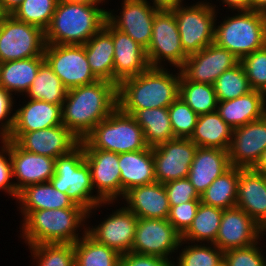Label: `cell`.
<instances>
[{
    "label": "cell",
    "instance_id": "cell-12",
    "mask_svg": "<svg viewBox=\"0 0 266 266\" xmlns=\"http://www.w3.org/2000/svg\"><path fill=\"white\" fill-rule=\"evenodd\" d=\"M181 234L167 219L138 218L131 252L175 260L181 245Z\"/></svg>",
    "mask_w": 266,
    "mask_h": 266
},
{
    "label": "cell",
    "instance_id": "cell-35",
    "mask_svg": "<svg viewBox=\"0 0 266 266\" xmlns=\"http://www.w3.org/2000/svg\"><path fill=\"white\" fill-rule=\"evenodd\" d=\"M239 174V167H231L223 175L217 177L200 195V202L223 210L235 207Z\"/></svg>",
    "mask_w": 266,
    "mask_h": 266
},
{
    "label": "cell",
    "instance_id": "cell-17",
    "mask_svg": "<svg viewBox=\"0 0 266 266\" xmlns=\"http://www.w3.org/2000/svg\"><path fill=\"white\" fill-rule=\"evenodd\" d=\"M6 139L15 141L28 152L54 159L71 152L81 142L62 124L31 132H11Z\"/></svg>",
    "mask_w": 266,
    "mask_h": 266
},
{
    "label": "cell",
    "instance_id": "cell-21",
    "mask_svg": "<svg viewBox=\"0 0 266 266\" xmlns=\"http://www.w3.org/2000/svg\"><path fill=\"white\" fill-rule=\"evenodd\" d=\"M8 150L18 193L28 185L49 182L54 176V158L28 152L13 140H8Z\"/></svg>",
    "mask_w": 266,
    "mask_h": 266
},
{
    "label": "cell",
    "instance_id": "cell-13",
    "mask_svg": "<svg viewBox=\"0 0 266 266\" xmlns=\"http://www.w3.org/2000/svg\"><path fill=\"white\" fill-rule=\"evenodd\" d=\"M197 147L189 138L180 137L152 147L156 181L164 184L187 178Z\"/></svg>",
    "mask_w": 266,
    "mask_h": 266
},
{
    "label": "cell",
    "instance_id": "cell-42",
    "mask_svg": "<svg viewBox=\"0 0 266 266\" xmlns=\"http://www.w3.org/2000/svg\"><path fill=\"white\" fill-rule=\"evenodd\" d=\"M28 249L36 266H75L73 244H37Z\"/></svg>",
    "mask_w": 266,
    "mask_h": 266
},
{
    "label": "cell",
    "instance_id": "cell-45",
    "mask_svg": "<svg viewBox=\"0 0 266 266\" xmlns=\"http://www.w3.org/2000/svg\"><path fill=\"white\" fill-rule=\"evenodd\" d=\"M260 242L261 239L251 246L224 251V262L228 266H266V256L259 246Z\"/></svg>",
    "mask_w": 266,
    "mask_h": 266
},
{
    "label": "cell",
    "instance_id": "cell-48",
    "mask_svg": "<svg viewBox=\"0 0 266 266\" xmlns=\"http://www.w3.org/2000/svg\"><path fill=\"white\" fill-rule=\"evenodd\" d=\"M0 191L5 192L12 199L17 200L18 192L15 189L12 173V161L8 150V139H0Z\"/></svg>",
    "mask_w": 266,
    "mask_h": 266
},
{
    "label": "cell",
    "instance_id": "cell-24",
    "mask_svg": "<svg viewBox=\"0 0 266 266\" xmlns=\"http://www.w3.org/2000/svg\"><path fill=\"white\" fill-rule=\"evenodd\" d=\"M122 201L137 218L168 219L170 205L167 193L164 184L157 181L132 187Z\"/></svg>",
    "mask_w": 266,
    "mask_h": 266
},
{
    "label": "cell",
    "instance_id": "cell-15",
    "mask_svg": "<svg viewBox=\"0 0 266 266\" xmlns=\"http://www.w3.org/2000/svg\"><path fill=\"white\" fill-rule=\"evenodd\" d=\"M106 217L95 226H90L87 220V233L98 243L115 249L121 255L131 252L138 223L137 216L124 205L116 208L114 212L112 210Z\"/></svg>",
    "mask_w": 266,
    "mask_h": 266
},
{
    "label": "cell",
    "instance_id": "cell-57",
    "mask_svg": "<svg viewBox=\"0 0 266 266\" xmlns=\"http://www.w3.org/2000/svg\"><path fill=\"white\" fill-rule=\"evenodd\" d=\"M8 12L3 8L2 2L0 1V23L8 16Z\"/></svg>",
    "mask_w": 266,
    "mask_h": 266
},
{
    "label": "cell",
    "instance_id": "cell-44",
    "mask_svg": "<svg viewBox=\"0 0 266 266\" xmlns=\"http://www.w3.org/2000/svg\"><path fill=\"white\" fill-rule=\"evenodd\" d=\"M252 90L266 93V45L240 60Z\"/></svg>",
    "mask_w": 266,
    "mask_h": 266
},
{
    "label": "cell",
    "instance_id": "cell-50",
    "mask_svg": "<svg viewBox=\"0 0 266 266\" xmlns=\"http://www.w3.org/2000/svg\"><path fill=\"white\" fill-rule=\"evenodd\" d=\"M120 266H174V260L129 252L121 255Z\"/></svg>",
    "mask_w": 266,
    "mask_h": 266
},
{
    "label": "cell",
    "instance_id": "cell-54",
    "mask_svg": "<svg viewBox=\"0 0 266 266\" xmlns=\"http://www.w3.org/2000/svg\"><path fill=\"white\" fill-rule=\"evenodd\" d=\"M2 2L3 8L11 14L18 5H20L24 0H0Z\"/></svg>",
    "mask_w": 266,
    "mask_h": 266
},
{
    "label": "cell",
    "instance_id": "cell-31",
    "mask_svg": "<svg viewBox=\"0 0 266 266\" xmlns=\"http://www.w3.org/2000/svg\"><path fill=\"white\" fill-rule=\"evenodd\" d=\"M44 55L0 63V87L12 95L24 96L32 85ZM14 92V93H13Z\"/></svg>",
    "mask_w": 266,
    "mask_h": 266
},
{
    "label": "cell",
    "instance_id": "cell-26",
    "mask_svg": "<svg viewBox=\"0 0 266 266\" xmlns=\"http://www.w3.org/2000/svg\"><path fill=\"white\" fill-rule=\"evenodd\" d=\"M22 106L14 110V125L11 132H31L62 124V104L43 100L23 99ZM25 103V104H24Z\"/></svg>",
    "mask_w": 266,
    "mask_h": 266
},
{
    "label": "cell",
    "instance_id": "cell-1",
    "mask_svg": "<svg viewBox=\"0 0 266 266\" xmlns=\"http://www.w3.org/2000/svg\"><path fill=\"white\" fill-rule=\"evenodd\" d=\"M118 107V86L106 80L71 88L61 106L62 125L83 140Z\"/></svg>",
    "mask_w": 266,
    "mask_h": 266
},
{
    "label": "cell",
    "instance_id": "cell-53",
    "mask_svg": "<svg viewBox=\"0 0 266 266\" xmlns=\"http://www.w3.org/2000/svg\"><path fill=\"white\" fill-rule=\"evenodd\" d=\"M255 172L266 176V149L261 154L260 159L252 168Z\"/></svg>",
    "mask_w": 266,
    "mask_h": 266
},
{
    "label": "cell",
    "instance_id": "cell-37",
    "mask_svg": "<svg viewBox=\"0 0 266 266\" xmlns=\"http://www.w3.org/2000/svg\"><path fill=\"white\" fill-rule=\"evenodd\" d=\"M68 89L62 84L60 78L53 72L45 61L39 68L25 98L43 100L51 104H62Z\"/></svg>",
    "mask_w": 266,
    "mask_h": 266
},
{
    "label": "cell",
    "instance_id": "cell-29",
    "mask_svg": "<svg viewBox=\"0 0 266 266\" xmlns=\"http://www.w3.org/2000/svg\"><path fill=\"white\" fill-rule=\"evenodd\" d=\"M84 48L94 76L98 80L113 83L114 44L112 24L106 20L104 27L84 44Z\"/></svg>",
    "mask_w": 266,
    "mask_h": 266
},
{
    "label": "cell",
    "instance_id": "cell-49",
    "mask_svg": "<svg viewBox=\"0 0 266 266\" xmlns=\"http://www.w3.org/2000/svg\"><path fill=\"white\" fill-rule=\"evenodd\" d=\"M15 102V103H14ZM16 100L14 95L0 87V139L7 138L14 125ZM12 115V116H11Z\"/></svg>",
    "mask_w": 266,
    "mask_h": 266
},
{
    "label": "cell",
    "instance_id": "cell-27",
    "mask_svg": "<svg viewBox=\"0 0 266 266\" xmlns=\"http://www.w3.org/2000/svg\"><path fill=\"white\" fill-rule=\"evenodd\" d=\"M121 200L132 187L156 182L152 147L118 154Z\"/></svg>",
    "mask_w": 266,
    "mask_h": 266
},
{
    "label": "cell",
    "instance_id": "cell-11",
    "mask_svg": "<svg viewBox=\"0 0 266 266\" xmlns=\"http://www.w3.org/2000/svg\"><path fill=\"white\" fill-rule=\"evenodd\" d=\"M44 57L68 90L98 80L90 69L84 45L46 44Z\"/></svg>",
    "mask_w": 266,
    "mask_h": 266
},
{
    "label": "cell",
    "instance_id": "cell-56",
    "mask_svg": "<svg viewBox=\"0 0 266 266\" xmlns=\"http://www.w3.org/2000/svg\"><path fill=\"white\" fill-rule=\"evenodd\" d=\"M67 2H78V3H89V4H94V3H107V0H64Z\"/></svg>",
    "mask_w": 266,
    "mask_h": 266
},
{
    "label": "cell",
    "instance_id": "cell-38",
    "mask_svg": "<svg viewBox=\"0 0 266 266\" xmlns=\"http://www.w3.org/2000/svg\"><path fill=\"white\" fill-rule=\"evenodd\" d=\"M179 97L198 115L217 111L218 99L213 85L192 82L181 75Z\"/></svg>",
    "mask_w": 266,
    "mask_h": 266
},
{
    "label": "cell",
    "instance_id": "cell-28",
    "mask_svg": "<svg viewBox=\"0 0 266 266\" xmlns=\"http://www.w3.org/2000/svg\"><path fill=\"white\" fill-rule=\"evenodd\" d=\"M217 112L226 124L235 129L266 115L263 92L252 90L232 100L218 101Z\"/></svg>",
    "mask_w": 266,
    "mask_h": 266
},
{
    "label": "cell",
    "instance_id": "cell-43",
    "mask_svg": "<svg viewBox=\"0 0 266 266\" xmlns=\"http://www.w3.org/2000/svg\"><path fill=\"white\" fill-rule=\"evenodd\" d=\"M168 112L174 137L190 138L199 115L180 97L168 107Z\"/></svg>",
    "mask_w": 266,
    "mask_h": 266
},
{
    "label": "cell",
    "instance_id": "cell-51",
    "mask_svg": "<svg viewBox=\"0 0 266 266\" xmlns=\"http://www.w3.org/2000/svg\"><path fill=\"white\" fill-rule=\"evenodd\" d=\"M145 1L158 11H172L178 5L185 3L184 0H150V1L145 0Z\"/></svg>",
    "mask_w": 266,
    "mask_h": 266
},
{
    "label": "cell",
    "instance_id": "cell-58",
    "mask_svg": "<svg viewBox=\"0 0 266 266\" xmlns=\"http://www.w3.org/2000/svg\"><path fill=\"white\" fill-rule=\"evenodd\" d=\"M219 266H228L224 261Z\"/></svg>",
    "mask_w": 266,
    "mask_h": 266
},
{
    "label": "cell",
    "instance_id": "cell-20",
    "mask_svg": "<svg viewBox=\"0 0 266 266\" xmlns=\"http://www.w3.org/2000/svg\"><path fill=\"white\" fill-rule=\"evenodd\" d=\"M266 149V115L233 129L228 156L232 167L250 169Z\"/></svg>",
    "mask_w": 266,
    "mask_h": 266
},
{
    "label": "cell",
    "instance_id": "cell-6",
    "mask_svg": "<svg viewBox=\"0 0 266 266\" xmlns=\"http://www.w3.org/2000/svg\"><path fill=\"white\" fill-rule=\"evenodd\" d=\"M217 20L219 19L216 18L215 22L214 43L227 49L238 59L241 60L266 45L265 13L235 11L234 14L225 16L222 22Z\"/></svg>",
    "mask_w": 266,
    "mask_h": 266
},
{
    "label": "cell",
    "instance_id": "cell-55",
    "mask_svg": "<svg viewBox=\"0 0 266 266\" xmlns=\"http://www.w3.org/2000/svg\"><path fill=\"white\" fill-rule=\"evenodd\" d=\"M251 10L266 14V0H251Z\"/></svg>",
    "mask_w": 266,
    "mask_h": 266
},
{
    "label": "cell",
    "instance_id": "cell-2",
    "mask_svg": "<svg viewBox=\"0 0 266 266\" xmlns=\"http://www.w3.org/2000/svg\"><path fill=\"white\" fill-rule=\"evenodd\" d=\"M169 70V71H168ZM150 67L118 85V107L126 114L137 110L169 107L179 97L180 69ZM174 73V74H173Z\"/></svg>",
    "mask_w": 266,
    "mask_h": 266
},
{
    "label": "cell",
    "instance_id": "cell-30",
    "mask_svg": "<svg viewBox=\"0 0 266 266\" xmlns=\"http://www.w3.org/2000/svg\"><path fill=\"white\" fill-rule=\"evenodd\" d=\"M17 201L22 220L31 211L71 208L75 205L66 193L54 188L50 182L26 186L19 192Z\"/></svg>",
    "mask_w": 266,
    "mask_h": 266
},
{
    "label": "cell",
    "instance_id": "cell-3",
    "mask_svg": "<svg viewBox=\"0 0 266 266\" xmlns=\"http://www.w3.org/2000/svg\"><path fill=\"white\" fill-rule=\"evenodd\" d=\"M87 220V211L76 204L71 208L31 211L21 220L20 238L26 246L74 244L86 234Z\"/></svg>",
    "mask_w": 266,
    "mask_h": 266
},
{
    "label": "cell",
    "instance_id": "cell-16",
    "mask_svg": "<svg viewBox=\"0 0 266 266\" xmlns=\"http://www.w3.org/2000/svg\"><path fill=\"white\" fill-rule=\"evenodd\" d=\"M122 8L107 9V20L118 30L125 32L136 43L147 49L151 38L153 21L158 10L145 0H122Z\"/></svg>",
    "mask_w": 266,
    "mask_h": 266
},
{
    "label": "cell",
    "instance_id": "cell-36",
    "mask_svg": "<svg viewBox=\"0 0 266 266\" xmlns=\"http://www.w3.org/2000/svg\"><path fill=\"white\" fill-rule=\"evenodd\" d=\"M73 246L75 266H120L121 254L98 243L87 232Z\"/></svg>",
    "mask_w": 266,
    "mask_h": 266
},
{
    "label": "cell",
    "instance_id": "cell-47",
    "mask_svg": "<svg viewBox=\"0 0 266 266\" xmlns=\"http://www.w3.org/2000/svg\"><path fill=\"white\" fill-rule=\"evenodd\" d=\"M200 201H189L177 206H170L168 221L182 235L192 224Z\"/></svg>",
    "mask_w": 266,
    "mask_h": 266
},
{
    "label": "cell",
    "instance_id": "cell-7",
    "mask_svg": "<svg viewBox=\"0 0 266 266\" xmlns=\"http://www.w3.org/2000/svg\"><path fill=\"white\" fill-rule=\"evenodd\" d=\"M84 149H101L117 154L144 150L143 130L132 115L117 107L80 142Z\"/></svg>",
    "mask_w": 266,
    "mask_h": 266
},
{
    "label": "cell",
    "instance_id": "cell-33",
    "mask_svg": "<svg viewBox=\"0 0 266 266\" xmlns=\"http://www.w3.org/2000/svg\"><path fill=\"white\" fill-rule=\"evenodd\" d=\"M132 116L142 128L148 147H155L175 138L171 128L168 107L141 109Z\"/></svg>",
    "mask_w": 266,
    "mask_h": 266
},
{
    "label": "cell",
    "instance_id": "cell-5",
    "mask_svg": "<svg viewBox=\"0 0 266 266\" xmlns=\"http://www.w3.org/2000/svg\"><path fill=\"white\" fill-rule=\"evenodd\" d=\"M49 182L60 192L66 193L76 205L84 208L87 211V219L101 207H111L116 203L121 205L119 201L103 202L94 194L91 171L85 161L81 143L71 152L55 159L54 176Z\"/></svg>",
    "mask_w": 266,
    "mask_h": 266
},
{
    "label": "cell",
    "instance_id": "cell-9",
    "mask_svg": "<svg viewBox=\"0 0 266 266\" xmlns=\"http://www.w3.org/2000/svg\"><path fill=\"white\" fill-rule=\"evenodd\" d=\"M45 32L9 14L0 23V63L44 55Z\"/></svg>",
    "mask_w": 266,
    "mask_h": 266
},
{
    "label": "cell",
    "instance_id": "cell-14",
    "mask_svg": "<svg viewBox=\"0 0 266 266\" xmlns=\"http://www.w3.org/2000/svg\"><path fill=\"white\" fill-rule=\"evenodd\" d=\"M239 63L240 59L234 54L213 42L199 52L188 55L179 69L186 80L213 85L224 71Z\"/></svg>",
    "mask_w": 266,
    "mask_h": 266
},
{
    "label": "cell",
    "instance_id": "cell-25",
    "mask_svg": "<svg viewBox=\"0 0 266 266\" xmlns=\"http://www.w3.org/2000/svg\"><path fill=\"white\" fill-rule=\"evenodd\" d=\"M231 167L227 150L197 147L187 178L201 195L217 177Z\"/></svg>",
    "mask_w": 266,
    "mask_h": 266
},
{
    "label": "cell",
    "instance_id": "cell-41",
    "mask_svg": "<svg viewBox=\"0 0 266 266\" xmlns=\"http://www.w3.org/2000/svg\"><path fill=\"white\" fill-rule=\"evenodd\" d=\"M213 86L218 101L232 100L252 91L241 63L224 71Z\"/></svg>",
    "mask_w": 266,
    "mask_h": 266
},
{
    "label": "cell",
    "instance_id": "cell-10",
    "mask_svg": "<svg viewBox=\"0 0 266 266\" xmlns=\"http://www.w3.org/2000/svg\"><path fill=\"white\" fill-rule=\"evenodd\" d=\"M150 67L180 68L188 55L184 52L175 15L172 11L155 14L152 38L146 49ZM166 61V62H165ZM164 64H163V63Z\"/></svg>",
    "mask_w": 266,
    "mask_h": 266
},
{
    "label": "cell",
    "instance_id": "cell-39",
    "mask_svg": "<svg viewBox=\"0 0 266 266\" xmlns=\"http://www.w3.org/2000/svg\"><path fill=\"white\" fill-rule=\"evenodd\" d=\"M181 245L185 246L181 251L178 249L177 257L175 254L174 266H219L224 261V252L214 244L191 243L181 240Z\"/></svg>",
    "mask_w": 266,
    "mask_h": 266
},
{
    "label": "cell",
    "instance_id": "cell-23",
    "mask_svg": "<svg viewBox=\"0 0 266 266\" xmlns=\"http://www.w3.org/2000/svg\"><path fill=\"white\" fill-rule=\"evenodd\" d=\"M236 206L256 221L266 234V176L240 168Z\"/></svg>",
    "mask_w": 266,
    "mask_h": 266
},
{
    "label": "cell",
    "instance_id": "cell-32",
    "mask_svg": "<svg viewBox=\"0 0 266 266\" xmlns=\"http://www.w3.org/2000/svg\"><path fill=\"white\" fill-rule=\"evenodd\" d=\"M233 128L215 111L198 116L193 134L189 138L198 147L229 150Z\"/></svg>",
    "mask_w": 266,
    "mask_h": 266
},
{
    "label": "cell",
    "instance_id": "cell-34",
    "mask_svg": "<svg viewBox=\"0 0 266 266\" xmlns=\"http://www.w3.org/2000/svg\"><path fill=\"white\" fill-rule=\"evenodd\" d=\"M223 209L200 203L190 227L181 235L184 242L214 244Z\"/></svg>",
    "mask_w": 266,
    "mask_h": 266
},
{
    "label": "cell",
    "instance_id": "cell-18",
    "mask_svg": "<svg viewBox=\"0 0 266 266\" xmlns=\"http://www.w3.org/2000/svg\"><path fill=\"white\" fill-rule=\"evenodd\" d=\"M265 235L263 228L256 221L235 206L223 210L214 245L224 252L251 246Z\"/></svg>",
    "mask_w": 266,
    "mask_h": 266
},
{
    "label": "cell",
    "instance_id": "cell-22",
    "mask_svg": "<svg viewBox=\"0 0 266 266\" xmlns=\"http://www.w3.org/2000/svg\"><path fill=\"white\" fill-rule=\"evenodd\" d=\"M112 38L114 44V84L118 86L123 80L137 76L150 68L146 49L113 25Z\"/></svg>",
    "mask_w": 266,
    "mask_h": 266
},
{
    "label": "cell",
    "instance_id": "cell-52",
    "mask_svg": "<svg viewBox=\"0 0 266 266\" xmlns=\"http://www.w3.org/2000/svg\"><path fill=\"white\" fill-rule=\"evenodd\" d=\"M223 7H228L226 9L234 11H249L251 10V0H220Z\"/></svg>",
    "mask_w": 266,
    "mask_h": 266
},
{
    "label": "cell",
    "instance_id": "cell-8",
    "mask_svg": "<svg viewBox=\"0 0 266 266\" xmlns=\"http://www.w3.org/2000/svg\"><path fill=\"white\" fill-rule=\"evenodd\" d=\"M216 6L207 0H201L190 6L178 5L172 10L181 44L187 55L199 52L214 42L215 22L219 11Z\"/></svg>",
    "mask_w": 266,
    "mask_h": 266
},
{
    "label": "cell",
    "instance_id": "cell-40",
    "mask_svg": "<svg viewBox=\"0 0 266 266\" xmlns=\"http://www.w3.org/2000/svg\"><path fill=\"white\" fill-rule=\"evenodd\" d=\"M59 0H24L11 15L22 22L34 25L45 31L55 12Z\"/></svg>",
    "mask_w": 266,
    "mask_h": 266
},
{
    "label": "cell",
    "instance_id": "cell-46",
    "mask_svg": "<svg viewBox=\"0 0 266 266\" xmlns=\"http://www.w3.org/2000/svg\"><path fill=\"white\" fill-rule=\"evenodd\" d=\"M170 206H177L189 201H200V195L188 178L164 183Z\"/></svg>",
    "mask_w": 266,
    "mask_h": 266
},
{
    "label": "cell",
    "instance_id": "cell-19",
    "mask_svg": "<svg viewBox=\"0 0 266 266\" xmlns=\"http://www.w3.org/2000/svg\"><path fill=\"white\" fill-rule=\"evenodd\" d=\"M84 158L91 171L95 194L103 202L120 201L121 170L118 165V154L101 149H84Z\"/></svg>",
    "mask_w": 266,
    "mask_h": 266
},
{
    "label": "cell",
    "instance_id": "cell-4",
    "mask_svg": "<svg viewBox=\"0 0 266 266\" xmlns=\"http://www.w3.org/2000/svg\"><path fill=\"white\" fill-rule=\"evenodd\" d=\"M101 4L106 5L59 0L44 31L46 44L84 45L105 25L107 10Z\"/></svg>",
    "mask_w": 266,
    "mask_h": 266
}]
</instances>
